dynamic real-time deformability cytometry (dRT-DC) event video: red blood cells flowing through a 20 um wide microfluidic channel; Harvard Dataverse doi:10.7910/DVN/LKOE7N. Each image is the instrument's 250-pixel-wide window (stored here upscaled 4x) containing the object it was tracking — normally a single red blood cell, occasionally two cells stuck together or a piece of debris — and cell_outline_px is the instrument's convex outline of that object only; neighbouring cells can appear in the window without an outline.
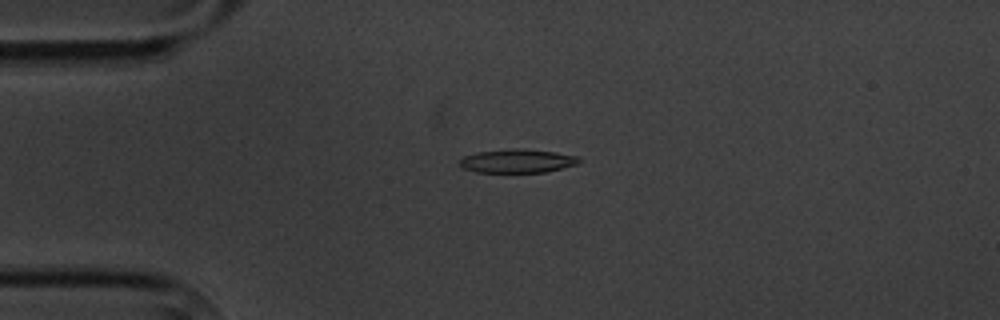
{"species": "common noctule bat (a hibernating species)", "species_latin": "Nyctalus noctula", "temperature_condition": "cold", "stored_images_in_passage": 4, "camera_frame_rate_fps": 3000, "um_per_image_px": 0.085, "animal": {"sex": "male", "body_mass_g": 20.1, "forearm_length_mm": 53.5}, "frame": {"image": 1, "passage_image": 4, "time_ms": 3.667, "image_size_px": [1000, 320], "cell_outline_px": [[580, 160], [576, 164], [544, 172], [476, 172], [464, 168], [456, 164], [464, 156], [476, 152], [516, 148], [556, 152], [576, 156]], "centroid_in_image_um": [43.9, 13.68], "position_along_channel_um": 41.1, "area_um2": 16.24}}